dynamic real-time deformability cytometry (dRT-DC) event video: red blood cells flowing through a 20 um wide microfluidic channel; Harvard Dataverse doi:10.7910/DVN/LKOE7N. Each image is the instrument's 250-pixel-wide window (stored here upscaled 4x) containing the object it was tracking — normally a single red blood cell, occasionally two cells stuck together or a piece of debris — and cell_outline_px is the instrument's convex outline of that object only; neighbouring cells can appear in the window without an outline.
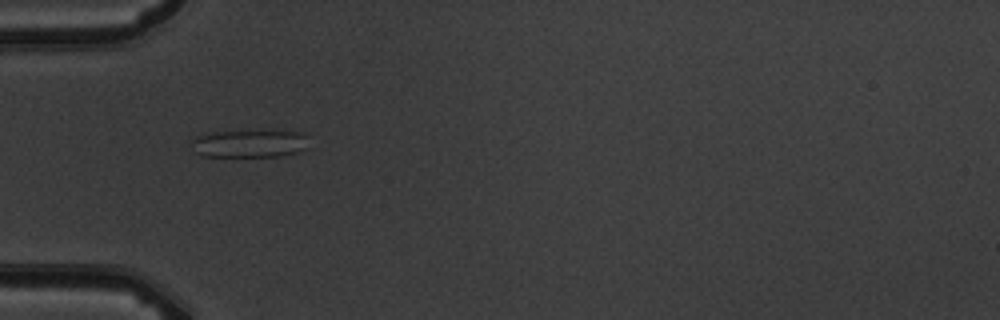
{"species": "common noctule bat (a hibernating species)", "species_latin": "Nyctalus noctula", "temperature_condition": "warm", "stored_images_in_passage": 7, "camera_frame_rate_fps": 3000, "um_per_image_px": 0.085, "animal": {"sex": "male", "body_mass_g": 19.5, "forearm_length_mm": 54.6}, "frame": {"image": 1, "passage_image": 6, "time_ms": 5.667, "image_size_px": [1000, 320], "cell_outline_px": [[308, 148], [296, 152], [280, 156], [200, 156], [196, 152], [192, 140], [196, 136], [204, 132], [268, 128], [300, 132], [304, 136]], "centroid_in_image_um": [21.2, 12.14], "position_along_channel_um": 63.8, "area_um2": 19.77}}
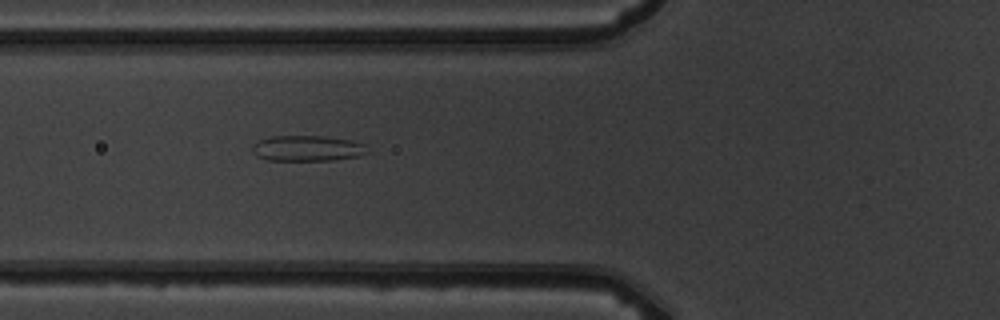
{"frame": {"image": 2, "passage_image": 7, "time_ms": 6.667, "image_size_px": [1000, 320], "cell_outline_px": [[372, 152], [356, 156], [332, 160], [268, 160], [256, 156], [252, 152], [252, 148], [260, 140], [272, 136], [324, 136], [352, 140], [364, 144]], "centroid_in_image_um": [26.17, 12.61], "position_along_channel_um": 99.6, "area_um2": 17.17}}